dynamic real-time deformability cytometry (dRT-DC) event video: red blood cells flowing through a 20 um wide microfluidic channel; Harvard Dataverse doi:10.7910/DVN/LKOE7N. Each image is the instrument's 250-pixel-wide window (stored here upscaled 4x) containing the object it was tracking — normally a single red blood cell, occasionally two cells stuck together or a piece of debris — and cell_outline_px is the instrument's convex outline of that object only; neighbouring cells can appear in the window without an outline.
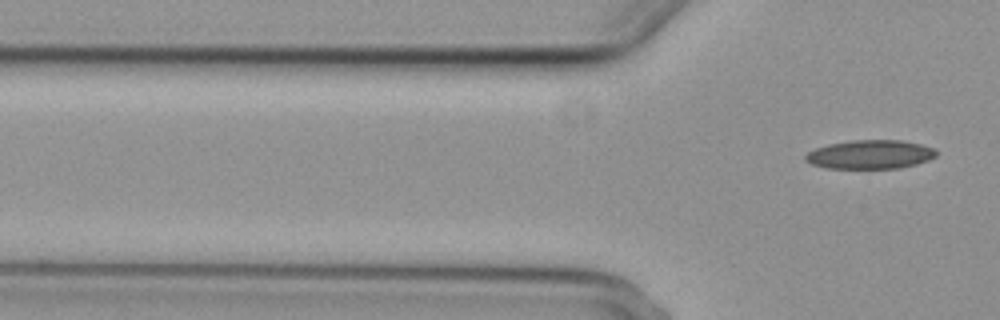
{"species": "common noctule bat (a hibernating species)", "species_latin": "Nyctalus noctula", "temperature_condition": "cold", "stored_images_in_passage": 5, "camera_frame_rate_fps": 3000, "um_per_image_px": 0.085, "animal": {"sex": "female", "body_mass_g": 29.2, "forearm_length_mm": 56.3}, "frame": {"image": 1, "passage_image": 5, "time_ms": 5.333, "image_size_px": [1000, 320], "cell_outline_px": [[936, 156], [928, 160], [916, 164], [896, 168], [824, 168], [812, 164], [804, 160], [804, 156], [808, 152], [816, 148], [828, 144], [852, 140], [900, 140], [920, 144], [932, 148], [936, 152]], "centroid_in_image_um": [73.92, 13.13], "position_along_channel_um": 51.9, "area_um2": 21.85}}